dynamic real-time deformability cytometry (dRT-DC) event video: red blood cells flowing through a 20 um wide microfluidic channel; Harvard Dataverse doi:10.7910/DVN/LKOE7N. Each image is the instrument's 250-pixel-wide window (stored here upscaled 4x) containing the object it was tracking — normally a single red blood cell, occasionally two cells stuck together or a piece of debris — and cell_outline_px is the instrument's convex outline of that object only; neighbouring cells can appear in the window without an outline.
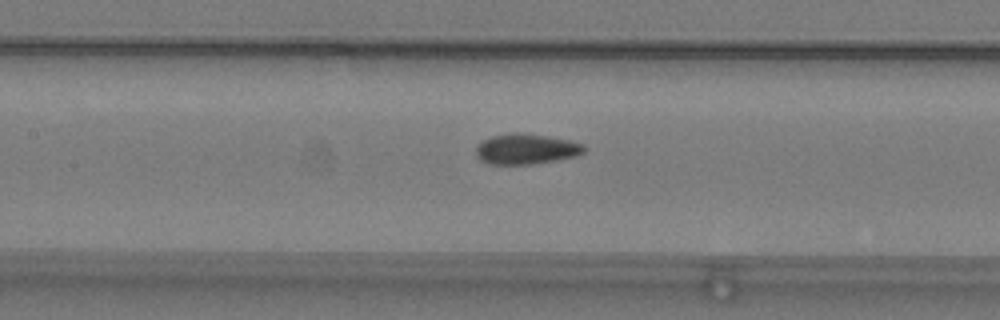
{"species": "common noctule bat (a hibernating species)", "species_latin": "Nyctalus noctula", "temperature_condition": "warm", "stored_images_in_passage": 37, "camera_frame_rate_fps": 3000, "um_per_image_px": 0.085, "animal": {"sex": "male", "body_mass_g": 19.2, "forearm_length_mm": 51.8}, "frame": {"image": 1, "passage_image": 8, "time_ms": 2.333, "image_size_px": [1000, 320], "cell_outline_px": [[584, 152], [576, 156], [556, 160], [532, 164], [488, 164], [480, 160], [476, 156], [476, 148], [484, 140], [492, 136], [512, 132], [524, 132], [548, 136], [568, 140], [584, 144]], "centroid_in_image_um": [44.71, 12.66], "position_along_channel_um": 162.7, "area_um2": 19.19}}
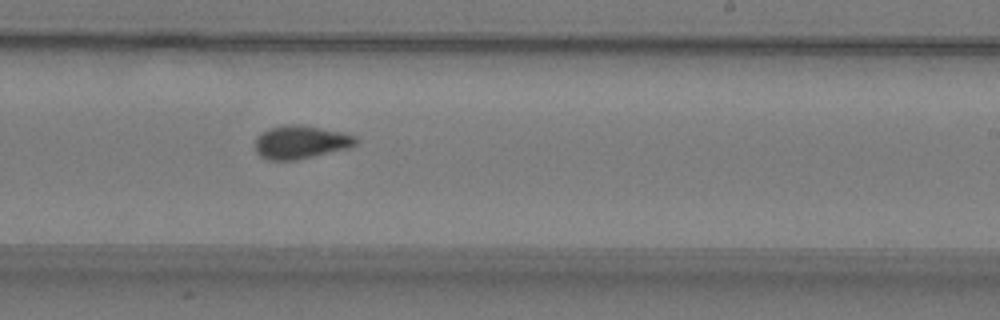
{"frame": {"image": 2, "passage_image": 16, "time_ms": 5.0, "image_size_px": [1000, 320], "cell_outline_px": [[360, 140], [356, 144], [348, 148], [296, 160], [268, 160], [260, 156], [256, 152], [256, 136], [268, 128], [288, 124], [300, 124], [344, 132], [356, 136]], "centroid_in_image_um": [25.57, 12.07], "position_along_channel_um": 263.4, "area_um2": 19.65}}
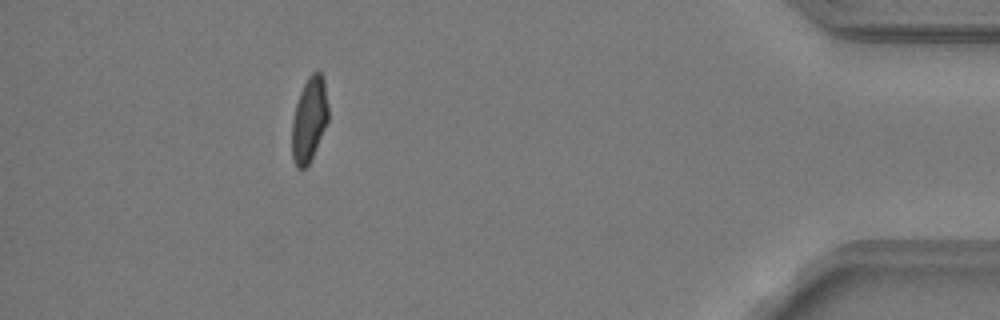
{"frame": {"image": 3, "passage_image": 32, "time_ms": 10.333, "image_size_px": [1000, 320], "cell_outline_px": [[328, 120], [312, 156], [308, 164], [304, 168], [296, 168], [292, 160], [292, 120], [296, 104], [300, 92], [308, 76], [312, 72], [320, 72], [324, 76], [328, 104]], "centroid_in_image_um": [26.28, 10.13], "position_along_channel_um": 408.9, "area_um2": 17.86}, "authors_computed_cell_mechanics": {"area_um2": 19.0162, "velocity_mm_per_s": 3.7921, "shape_relaxation_time_tau1_ms": null, "shape_relaxation_time_tau2_ms": 1.7112, "deformation_change_tau1": null, "deformation_change_tau2": 0.0578}}